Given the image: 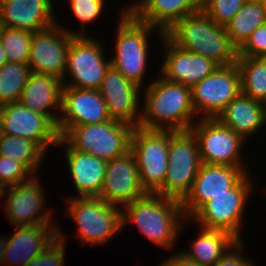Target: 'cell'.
I'll return each instance as SVG.
<instances>
[{"instance_id": "cell-1", "label": "cell", "mask_w": 266, "mask_h": 266, "mask_svg": "<svg viewBox=\"0 0 266 266\" xmlns=\"http://www.w3.org/2000/svg\"><path fill=\"white\" fill-rule=\"evenodd\" d=\"M150 83L145 90L139 127L172 131L190 129L196 115L191 87L170 82L161 76Z\"/></svg>"}, {"instance_id": "cell-2", "label": "cell", "mask_w": 266, "mask_h": 266, "mask_svg": "<svg viewBox=\"0 0 266 266\" xmlns=\"http://www.w3.org/2000/svg\"><path fill=\"white\" fill-rule=\"evenodd\" d=\"M165 36L178 48L202 55L219 66L237 61V49L231 44L226 27L216 24L203 10L176 22Z\"/></svg>"}, {"instance_id": "cell-3", "label": "cell", "mask_w": 266, "mask_h": 266, "mask_svg": "<svg viewBox=\"0 0 266 266\" xmlns=\"http://www.w3.org/2000/svg\"><path fill=\"white\" fill-rule=\"evenodd\" d=\"M124 207L122 229L132 222L156 245L167 250L173 248L185 219L180 201L147 192Z\"/></svg>"}, {"instance_id": "cell-4", "label": "cell", "mask_w": 266, "mask_h": 266, "mask_svg": "<svg viewBox=\"0 0 266 266\" xmlns=\"http://www.w3.org/2000/svg\"><path fill=\"white\" fill-rule=\"evenodd\" d=\"M116 30L115 55L111 65L126 79L142 86L148 59V34L154 27L137 20L127 8L121 12Z\"/></svg>"}, {"instance_id": "cell-5", "label": "cell", "mask_w": 266, "mask_h": 266, "mask_svg": "<svg viewBox=\"0 0 266 266\" xmlns=\"http://www.w3.org/2000/svg\"><path fill=\"white\" fill-rule=\"evenodd\" d=\"M134 128L111 119L104 123L72 126L62 138L79 152L110 161L130 150Z\"/></svg>"}, {"instance_id": "cell-6", "label": "cell", "mask_w": 266, "mask_h": 266, "mask_svg": "<svg viewBox=\"0 0 266 266\" xmlns=\"http://www.w3.org/2000/svg\"><path fill=\"white\" fill-rule=\"evenodd\" d=\"M168 169L158 194L182 201L189 193L202 164L193 132L169 130Z\"/></svg>"}, {"instance_id": "cell-7", "label": "cell", "mask_w": 266, "mask_h": 266, "mask_svg": "<svg viewBox=\"0 0 266 266\" xmlns=\"http://www.w3.org/2000/svg\"><path fill=\"white\" fill-rule=\"evenodd\" d=\"M67 214L78 224L84 244H103L122 228V209L99 197H70Z\"/></svg>"}, {"instance_id": "cell-8", "label": "cell", "mask_w": 266, "mask_h": 266, "mask_svg": "<svg viewBox=\"0 0 266 266\" xmlns=\"http://www.w3.org/2000/svg\"><path fill=\"white\" fill-rule=\"evenodd\" d=\"M137 161L142 187L157 193L163 186L168 169L169 130L135 127L131 148Z\"/></svg>"}, {"instance_id": "cell-9", "label": "cell", "mask_w": 266, "mask_h": 266, "mask_svg": "<svg viewBox=\"0 0 266 266\" xmlns=\"http://www.w3.org/2000/svg\"><path fill=\"white\" fill-rule=\"evenodd\" d=\"M248 176L247 173L228 193L217 195L206 202L191 219L202 228L223 229L241 240V221L253 183Z\"/></svg>"}, {"instance_id": "cell-10", "label": "cell", "mask_w": 266, "mask_h": 266, "mask_svg": "<svg viewBox=\"0 0 266 266\" xmlns=\"http://www.w3.org/2000/svg\"><path fill=\"white\" fill-rule=\"evenodd\" d=\"M103 55L99 41L86 35H75L69 44L63 86L99 90L111 65L110 59L107 61ZM67 72L72 77L71 84H65Z\"/></svg>"}, {"instance_id": "cell-11", "label": "cell", "mask_w": 266, "mask_h": 266, "mask_svg": "<svg viewBox=\"0 0 266 266\" xmlns=\"http://www.w3.org/2000/svg\"><path fill=\"white\" fill-rule=\"evenodd\" d=\"M241 93V73L237 63L219 66L191 87L195 112L205 113L204 118H216Z\"/></svg>"}, {"instance_id": "cell-12", "label": "cell", "mask_w": 266, "mask_h": 266, "mask_svg": "<svg viewBox=\"0 0 266 266\" xmlns=\"http://www.w3.org/2000/svg\"><path fill=\"white\" fill-rule=\"evenodd\" d=\"M201 118L190 130L196 137L202 163L243 167L240 152L245 140L217 118Z\"/></svg>"}, {"instance_id": "cell-13", "label": "cell", "mask_w": 266, "mask_h": 266, "mask_svg": "<svg viewBox=\"0 0 266 266\" xmlns=\"http://www.w3.org/2000/svg\"><path fill=\"white\" fill-rule=\"evenodd\" d=\"M77 35L57 23L33 33L28 65L34 73L63 79L71 39Z\"/></svg>"}, {"instance_id": "cell-14", "label": "cell", "mask_w": 266, "mask_h": 266, "mask_svg": "<svg viewBox=\"0 0 266 266\" xmlns=\"http://www.w3.org/2000/svg\"><path fill=\"white\" fill-rule=\"evenodd\" d=\"M243 166L202 163L189 193L181 201L184 216L190 219L206 202L228 193L247 174Z\"/></svg>"}, {"instance_id": "cell-15", "label": "cell", "mask_w": 266, "mask_h": 266, "mask_svg": "<svg viewBox=\"0 0 266 266\" xmlns=\"http://www.w3.org/2000/svg\"><path fill=\"white\" fill-rule=\"evenodd\" d=\"M0 118L5 135L32 140L45 152L59 142L57 125L47 115L28 109L20 101L0 106Z\"/></svg>"}, {"instance_id": "cell-16", "label": "cell", "mask_w": 266, "mask_h": 266, "mask_svg": "<svg viewBox=\"0 0 266 266\" xmlns=\"http://www.w3.org/2000/svg\"><path fill=\"white\" fill-rule=\"evenodd\" d=\"M57 128L62 137L72 126L104 123L109 117L99 90L63 86L62 107Z\"/></svg>"}, {"instance_id": "cell-17", "label": "cell", "mask_w": 266, "mask_h": 266, "mask_svg": "<svg viewBox=\"0 0 266 266\" xmlns=\"http://www.w3.org/2000/svg\"><path fill=\"white\" fill-rule=\"evenodd\" d=\"M146 193L141 185L137 161L131 150L107 161L99 198L116 206L119 204L125 206Z\"/></svg>"}, {"instance_id": "cell-18", "label": "cell", "mask_w": 266, "mask_h": 266, "mask_svg": "<svg viewBox=\"0 0 266 266\" xmlns=\"http://www.w3.org/2000/svg\"><path fill=\"white\" fill-rule=\"evenodd\" d=\"M7 188L8 190L2 189L1 196L4 197L8 194L5 211L13 225L37 226L52 222L50 221L52 220L51 212L39 213L42 211L45 198L42 185L38 183V179L32 176L27 181Z\"/></svg>"}, {"instance_id": "cell-19", "label": "cell", "mask_w": 266, "mask_h": 266, "mask_svg": "<svg viewBox=\"0 0 266 266\" xmlns=\"http://www.w3.org/2000/svg\"><path fill=\"white\" fill-rule=\"evenodd\" d=\"M140 89V86L126 79L110 65L99 89L107 105L109 117L133 127L139 126Z\"/></svg>"}, {"instance_id": "cell-20", "label": "cell", "mask_w": 266, "mask_h": 266, "mask_svg": "<svg viewBox=\"0 0 266 266\" xmlns=\"http://www.w3.org/2000/svg\"><path fill=\"white\" fill-rule=\"evenodd\" d=\"M160 37L167 49L159 75L165 80L192 87L219 67L202 55L178 48L166 36Z\"/></svg>"}, {"instance_id": "cell-21", "label": "cell", "mask_w": 266, "mask_h": 266, "mask_svg": "<svg viewBox=\"0 0 266 266\" xmlns=\"http://www.w3.org/2000/svg\"><path fill=\"white\" fill-rule=\"evenodd\" d=\"M52 10L51 0H0L2 26L32 33L56 24Z\"/></svg>"}, {"instance_id": "cell-22", "label": "cell", "mask_w": 266, "mask_h": 266, "mask_svg": "<svg viewBox=\"0 0 266 266\" xmlns=\"http://www.w3.org/2000/svg\"><path fill=\"white\" fill-rule=\"evenodd\" d=\"M51 224L16 226L18 230L7 239L4 266H25L58 238V227ZM11 264V265H10Z\"/></svg>"}, {"instance_id": "cell-23", "label": "cell", "mask_w": 266, "mask_h": 266, "mask_svg": "<svg viewBox=\"0 0 266 266\" xmlns=\"http://www.w3.org/2000/svg\"><path fill=\"white\" fill-rule=\"evenodd\" d=\"M203 0H141L128 7V11L139 21L157 28L161 36L176 22L202 10Z\"/></svg>"}, {"instance_id": "cell-24", "label": "cell", "mask_w": 266, "mask_h": 266, "mask_svg": "<svg viewBox=\"0 0 266 266\" xmlns=\"http://www.w3.org/2000/svg\"><path fill=\"white\" fill-rule=\"evenodd\" d=\"M58 145H63L66 150V160L78 197H99L107 161L73 149L62 137Z\"/></svg>"}, {"instance_id": "cell-25", "label": "cell", "mask_w": 266, "mask_h": 266, "mask_svg": "<svg viewBox=\"0 0 266 266\" xmlns=\"http://www.w3.org/2000/svg\"><path fill=\"white\" fill-rule=\"evenodd\" d=\"M63 81L55 76L32 72L20 97V102L28 109L47 115L56 125L58 113L49 108L62 107Z\"/></svg>"}, {"instance_id": "cell-26", "label": "cell", "mask_w": 266, "mask_h": 266, "mask_svg": "<svg viewBox=\"0 0 266 266\" xmlns=\"http://www.w3.org/2000/svg\"><path fill=\"white\" fill-rule=\"evenodd\" d=\"M216 118L245 140L265 125L266 108L264 103L241 93Z\"/></svg>"}, {"instance_id": "cell-27", "label": "cell", "mask_w": 266, "mask_h": 266, "mask_svg": "<svg viewBox=\"0 0 266 266\" xmlns=\"http://www.w3.org/2000/svg\"><path fill=\"white\" fill-rule=\"evenodd\" d=\"M238 239L223 229H205L192 243V250L181 251L200 266H213Z\"/></svg>"}, {"instance_id": "cell-28", "label": "cell", "mask_w": 266, "mask_h": 266, "mask_svg": "<svg viewBox=\"0 0 266 266\" xmlns=\"http://www.w3.org/2000/svg\"><path fill=\"white\" fill-rule=\"evenodd\" d=\"M266 24V10L262 1L247 0L225 26L231 44L238 50L252 32Z\"/></svg>"}, {"instance_id": "cell-29", "label": "cell", "mask_w": 266, "mask_h": 266, "mask_svg": "<svg viewBox=\"0 0 266 266\" xmlns=\"http://www.w3.org/2000/svg\"><path fill=\"white\" fill-rule=\"evenodd\" d=\"M241 73L242 94L266 102V58L237 56Z\"/></svg>"}, {"instance_id": "cell-30", "label": "cell", "mask_w": 266, "mask_h": 266, "mask_svg": "<svg viewBox=\"0 0 266 266\" xmlns=\"http://www.w3.org/2000/svg\"><path fill=\"white\" fill-rule=\"evenodd\" d=\"M45 151L27 138L5 135L0 140V156L21 162L33 175L42 163Z\"/></svg>"}, {"instance_id": "cell-31", "label": "cell", "mask_w": 266, "mask_h": 266, "mask_svg": "<svg viewBox=\"0 0 266 266\" xmlns=\"http://www.w3.org/2000/svg\"><path fill=\"white\" fill-rule=\"evenodd\" d=\"M31 73L28 63L7 61L0 67V106L20 100Z\"/></svg>"}, {"instance_id": "cell-32", "label": "cell", "mask_w": 266, "mask_h": 266, "mask_svg": "<svg viewBox=\"0 0 266 266\" xmlns=\"http://www.w3.org/2000/svg\"><path fill=\"white\" fill-rule=\"evenodd\" d=\"M33 33L9 27H2L0 43L5 50L6 60L28 63Z\"/></svg>"}, {"instance_id": "cell-33", "label": "cell", "mask_w": 266, "mask_h": 266, "mask_svg": "<svg viewBox=\"0 0 266 266\" xmlns=\"http://www.w3.org/2000/svg\"><path fill=\"white\" fill-rule=\"evenodd\" d=\"M247 0H203L202 10L218 25L226 26Z\"/></svg>"}, {"instance_id": "cell-34", "label": "cell", "mask_w": 266, "mask_h": 266, "mask_svg": "<svg viewBox=\"0 0 266 266\" xmlns=\"http://www.w3.org/2000/svg\"><path fill=\"white\" fill-rule=\"evenodd\" d=\"M29 176V177H27ZM33 175L21 162L0 156V188L14 186L29 180Z\"/></svg>"}, {"instance_id": "cell-35", "label": "cell", "mask_w": 266, "mask_h": 266, "mask_svg": "<svg viewBox=\"0 0 266 266\" xmlns=\"http://www.w3.org/2000/svg\"><path fill=\"white\" fill-rule=\"evenodd\" d=\"M58 231V238L25 266H64L65 237Z\"/></svg>"}, {"instance_id": "cell-36", "label": "cell", "mask_w": 266, "mask_h": 266, "mask_svg": "<svg viewBox=\"0 0 266 266\" xmlns=\"http://www.w3.org/2000/svg\"><path fill=\"white\" fill-rule=\"evenodd\" d=\"M70 8L73 11V14L81 22L82 30L77 32V35H84L85 25L88 22H93L103 10L105 0H69ZM84 30V32H83ZM82 31V33H80Z\"/></svg>"}, {"instance_id": "cell-37", "label": "cell", "mask_w": 266, "mask_h": 266, "mask_svg": "<svg viewBox=\"0 0 266 266\" xmlns=\"http://www.w3.org/2000/svg\"><path fill=\"white\" fill-rule=\"evenodd\" d=\"M237 56L266 58V24L256 28L237 50Z\"/></svg>"}, {"instance_id": "cell-38", "label": "cell", "mask_w": 266, "mask_h": 266, "mask_svg": "<svg viewBox=\"0 0 266 266\" xmlns=\"http://www.w3.org/2000/svg\"><path fill=\"white\" fill-rule=\"evenodd\" d=\"M242 241V239L238 240L213 266H253L250 261L241 255Z\"/></svg>"}, {"instance_id": "cell-39", "label": "cell", "mask_w": 266, "mask_h": 266, "mask_svg": "<svg viewBox=\"0 0 266 266\" xmlns=\"http://www.w3.org/2000/svg\"><path fill=\"white\" fill-rule=\"evenodd\" d=\"M160 266H200L196 262L188 259L181 252H177L173 254L170 258L162 262Z\"/></svg>"}, {"instance_id": "cell-40", "label": "cell", "mask_w": 266, "mask_h": 266, "mask_svg": "<svg viewBox=\"0 0 266 266\" xmlns=\"http://www.w3.org/2000/svg\"><path fill=\"white\" fill-rule=\"evenodd\" d=\"M7 238L0 237V264H4V254L6 249Z\"/></svg>"}, {"instance_id": "cell-41", "label": "cell", "mask_w": 266, "mask_h": 266, "mask_svg": "<svg viewBox=\"0 0 266 266\" xmlns=\"http://www.w3.org/2000/svg\"><path fill=\"white\" fill-rule=\"evenodd\" d=\"M7 62L5 50L2 48L0 43V67Z\"/></svg>"}, {"instance_id": "cell-42", "label": "cell", "mask_w": 266, "mask_h": 266, "mask_svg": "<svg viewBox=\"0 0 266 266\" xmlns=\"http://www.w3.org/2000/svg\"><path fill=\"white\" fill-rule=\"evenodd\" d=\"M5 136V132H4V129H3V123H2V120L0 118V140Z\"/></svg>"}, {"instance_id": "cell-43", "label": "cell", "mask_w": 266, "mask_h": 266, "mask_svg": "<svg viewBox=\"0 0 266 266\" xmlns=\"http://www.w3.org/2000/svg\"><path fill=\"white\" fill-rule=\"evenodd\" d=\"M262 2H263V5L265 7V10H266V0H262Z\"/></svg>"}, {"instance_id": "cell-44", "label": "cell", "mask_w": 266, "mask_h": 266, "mask_svg": "<svg viewBox=\"0 0 266 266\" xmlns=\"http://www.w3.org/2000/svg\"><path fill=\"white\" fill-rule=\"evenodd\" d=\"M2 23H1V20H0V33H1V29H2Z\"/></svg>"}, {"instance_id": "cell-45", "label": "cell", "mask_w": 266, "mask_h": 266, "mask_svg": "<svg viewBox=\"0 0 266 266\" xmlns=\"http://www.w3.org/2000/svg\"><path fill=\"white\" fill-rule=\"evenodd\" d=\"M1 195H2V189L0 188V198L2 197Z\"/></svg>"}]
</instances>
